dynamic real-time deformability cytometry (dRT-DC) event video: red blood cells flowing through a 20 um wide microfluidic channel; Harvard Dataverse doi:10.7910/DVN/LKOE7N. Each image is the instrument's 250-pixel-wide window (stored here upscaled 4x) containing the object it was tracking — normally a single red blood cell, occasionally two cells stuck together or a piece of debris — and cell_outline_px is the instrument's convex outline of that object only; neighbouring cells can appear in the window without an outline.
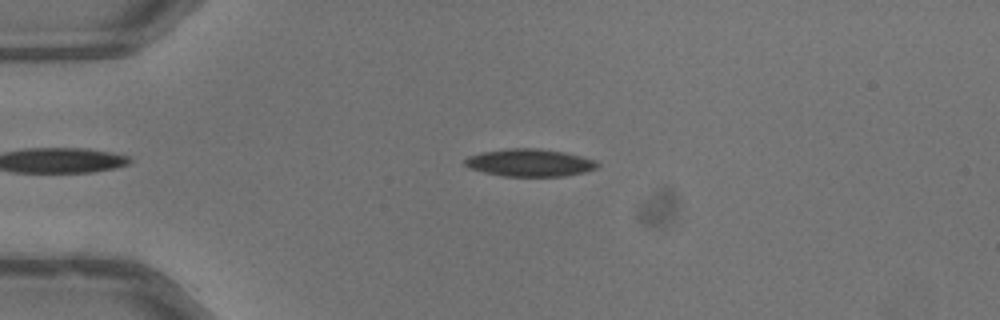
{"species": "common noctule bat (a hibernating species)", "species_latin": "Nyctalus noctula", "temperature_condition": "warm", "stored_images_in_passage": 39, "camera_frame_rate_fps": 3000, "um_per_image_px": 0.085, "animal": {"sex": "male", "body_mass_g": 13.3}, "frame": {"image": 1, "passage_image": 5, "time_ms": 1.333, "image_size_px": [1000, 320], "cell_outline_px": [[600, 164], [596, 168], [584, 172], [564, 176], [500, 176], [468, 168], [464, 164], [464, 160], [468, 156], [484, 152], [508, 148], [536, 148], [560, 152], [580, 156], [592, 160]], "centroid_in_image_um": [44.97, 13.84], "position_along_channel_um": 40.0, "area_um2": 20.98}}
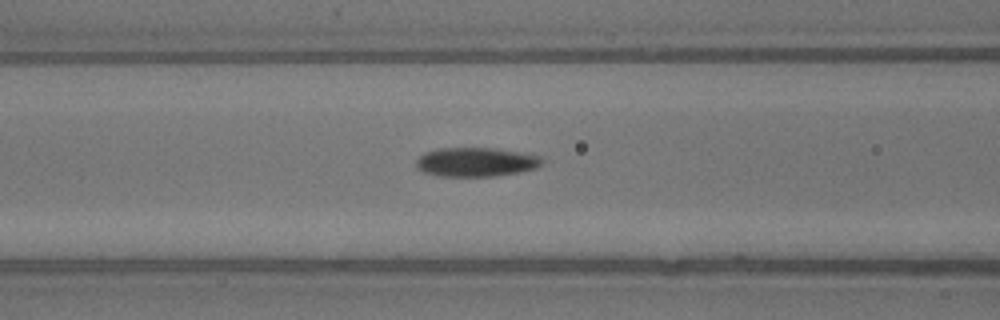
{"frame": {"image": 2, "passage_image": 14, "time_ms": 4.333, "image_size_px": [1000, 320], "cell_outline_px": [[544, 160], [536, 168], [520, 172], [492, 176], [440, 176], [424, 172], [416, 168], [416, 160], [424, 152], [440, 148], [492, 148], [540, 156]], "centroid_in_image_um": [40.42, 13.77], "position_along_channel_um": 126.2, "area_um2": 21.15}}
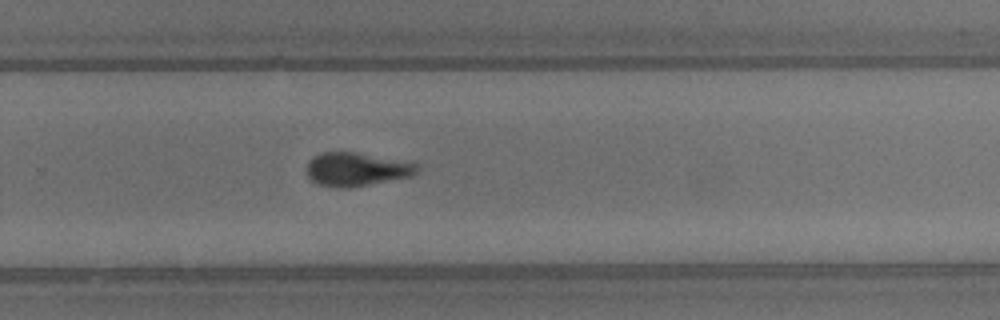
{"frame": {"image": 3, "passage_image": 27, "time_ms": 8.667, "image_size_px": [1000, 320], "cell_outline_px": [[420, 168], [412, 176], [348, 188], [340, 188], [320, 184], [312, 180], [308, 176], [308, 164], [320, 152], [356, 152], [416, 164]], "centroid_in_image_um": [30.3, 14.4], "position_along_channel_um": 299.5, "area_um2": 20.98}, "authors_computed_cell_mechanics": {"area_um2": 21.097, "velocity_mm_per_s": 4.0108, "shape_relaxation_time_tau1_ms": 6.9345, "shape_relaxation_time_tau2_ms": 3.6136, "deformation_change_tau1": 0.173, "deformation_change_tau2": 0.0982}}